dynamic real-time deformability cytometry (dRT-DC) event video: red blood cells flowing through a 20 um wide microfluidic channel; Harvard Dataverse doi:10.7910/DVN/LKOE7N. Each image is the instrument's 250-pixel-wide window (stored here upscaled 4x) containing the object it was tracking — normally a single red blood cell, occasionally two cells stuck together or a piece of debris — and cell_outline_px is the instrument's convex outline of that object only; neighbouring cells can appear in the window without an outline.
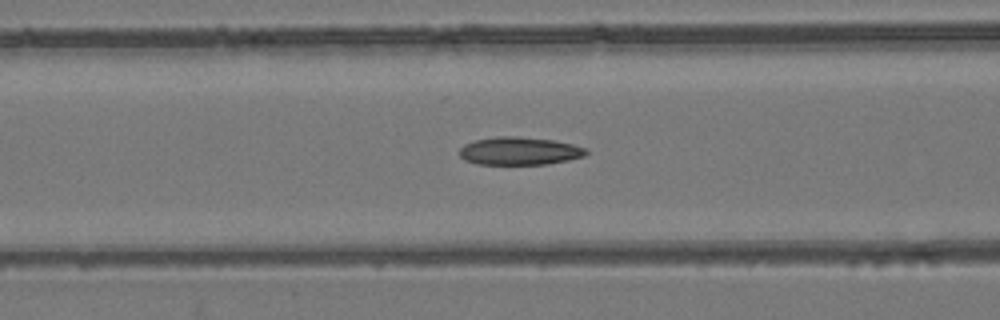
{"species": "common noctule bat (a hibernating species)", "species_latin": "Nyctalus noctula", "temperature_condition": "room temperature", "stored_images_in_passage": 57, "camera_frame_rate_fps": 3000, "um_per_image_px": 0.085, "animal": {"sex": "female", "body_mass_g": 24.6, "forearm_length_mm": 56.2}, "frame": {"image": 1, "passage_image": 24, "time_ms": 7.667, "image_size_px": [1000, 320], "cell_outline_px": [[588, 152], [584, 156], [568, 160], [544, 164], [476, 164], [464, 160], [460, 156], [460, 148], [464, 144], [476, 140], [500, 136], [516, 136], [552, 140], [572, 144], [588, 148]], "centroid_in_image_um": [44.15, 12.83], "position_along_channel_um": 122.4, "area_um2": 20.52}}
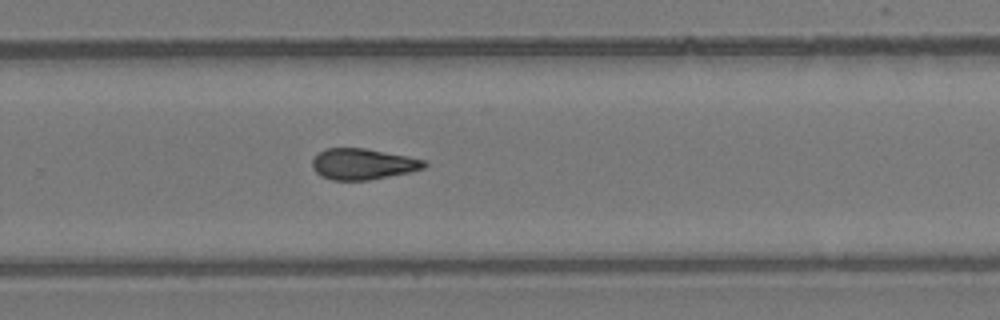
{"frame": {"image": 2, "passage_image": 38, "time_ms": 12.333, "image_size_px": [1000, 320], "cell_outline_px": [[428, 164], [424, 168], [408, 172], [368, 180], [332, 180], [320, 176], [312, 168], [312, 160], [324, 148], [364, 148], [408, 156], [424, 160]], "centroid_in_image_um": [30.82, 13.94], "position_along_channel_um": 299.0, "area_um2": 20.11}}
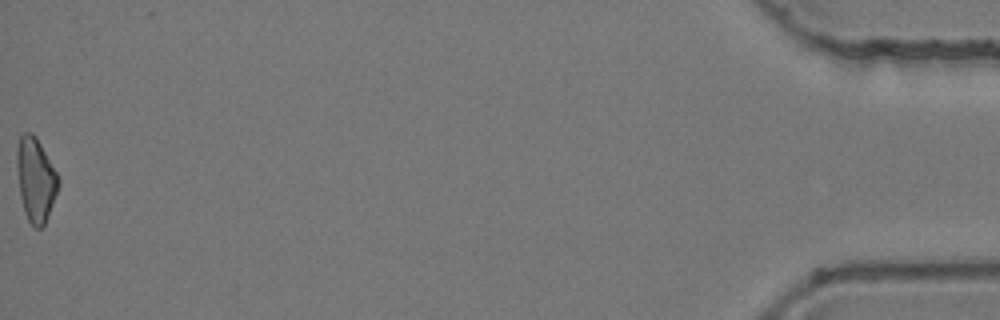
{"frame": {"image": 3, "passage_image": 57, "time_ms": 18.667, "image_size_px": [1000, 320], "cell_outline_px": [[60, 184], [44, 224], [40, 228], [32, 228], [24, 212], [20, 196], [16, 168], [16, 148], [20, 136], [24, 132], [32, 132], [36, 136], [60, 176]], "centroid_in_image_um": [3.02, 15.24], "position_along_channel_um": 432.2, "area_um2": 20.63}, "authors_computed_cell_mechanics": {"area_um2": 20.5768, "velocity_mm_per_s": 3.7911, "shape_relaxation_time_tau1_ms": null, "shape_relaxation_time_tau2_ms": 7.0078, "deformation_change_tau1": null, "deformation_change_tau2": 0.1531}}